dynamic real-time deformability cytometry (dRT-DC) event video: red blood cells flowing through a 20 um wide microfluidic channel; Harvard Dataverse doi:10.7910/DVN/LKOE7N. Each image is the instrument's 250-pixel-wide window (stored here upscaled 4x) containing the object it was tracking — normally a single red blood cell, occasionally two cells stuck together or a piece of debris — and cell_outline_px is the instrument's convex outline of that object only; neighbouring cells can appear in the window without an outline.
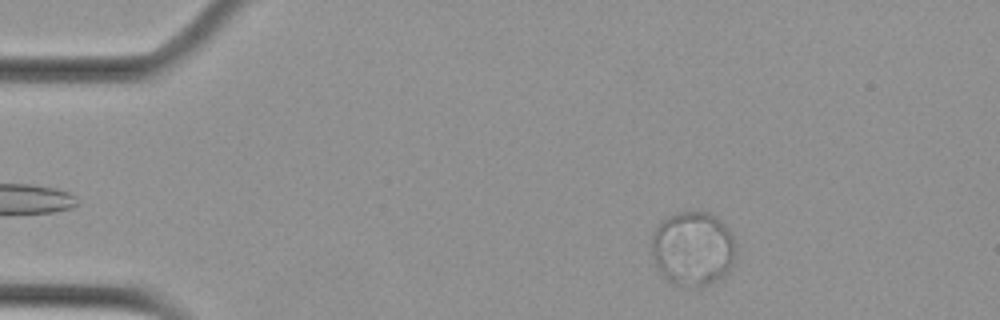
{"species": "Egyptian fruit bat (a non-hibernating species)", "species_latin": "Rousettus aegyptiacus", "temperature_condition": "cold", "stored_images_in_passage": 52, "camera_frame_rate_fps": 3000, "um_per_image_px": 0.085, "animal": {"sex": "female"}, "frame": {"image": 1, "passage_image": 4, "time_ms": 1.0, "image_size_px": [1000, 320], "cell_outline_px": [[736, 252], [732, 264], [728, 272], [724, 276], [704, 288], [688, 288], [672, 284], [664, 276], [652, 252], [652, 236], [656, 228], [668, 216], [680, 212], [708, 212], [716, 216], [728, 228], [736, 244]], "centroid_in_image_um": [58.94, 21.17], "position_along_channel_um": 26.1, "area_um2": 36.65}}
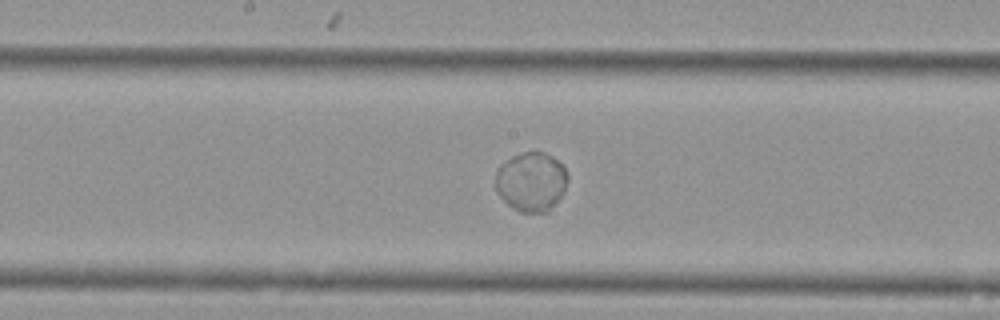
{"frame": {"image": 2, "passage_image": 25, "time_ms": 8.0, "image_size_px": [1000, 320], "cell_outline_px": [[568, 180], [564, 192], [548, 212], [520, 212], [512, 208], [496, 192], [496, 172], [500, 164], [512, 156], [520, 152], [532, 148], [544, 152], [552, 156], [564, 164], [568, 172]], "centroid_in_image_um": [45.18, 15.39], "position_along_channel_um": 203.0, "area_um2": 25.61}}
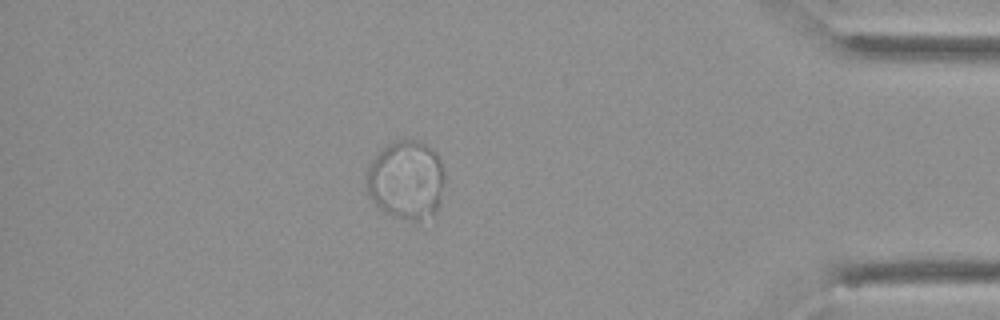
{"frame": {"image": 3, "passage_image": 45, "time_ms": 14.667, "image_size_px": [1000, 320], "cell_outline_px": [[444, 184], [440, 204], [436, 212], [432, 216], [420, 220], [412, 220], [392, 216], [384, 212], [372, 200], [368, 192], [364, 176], [364, 172], [372, 160], [392, 140], [408, 136], [420, 140], [436, 152], [440, 160], [444, 172]], "centroid_in_image_um": [34.53, 15.26], "position_along_channel_um": 400.7, "area_um2": 36.76}, "authors_computed_cell_mechanics": {"area_um2": 28.9289, "velocity_mm_per_s": 3.525, "shape_relaxation_time_tau1_ms": 10.1513, "shape_relaxation_time_tau2_ms": null, "deformation_change_tau1": 0.0275, "deformation_change_tau2": null}}